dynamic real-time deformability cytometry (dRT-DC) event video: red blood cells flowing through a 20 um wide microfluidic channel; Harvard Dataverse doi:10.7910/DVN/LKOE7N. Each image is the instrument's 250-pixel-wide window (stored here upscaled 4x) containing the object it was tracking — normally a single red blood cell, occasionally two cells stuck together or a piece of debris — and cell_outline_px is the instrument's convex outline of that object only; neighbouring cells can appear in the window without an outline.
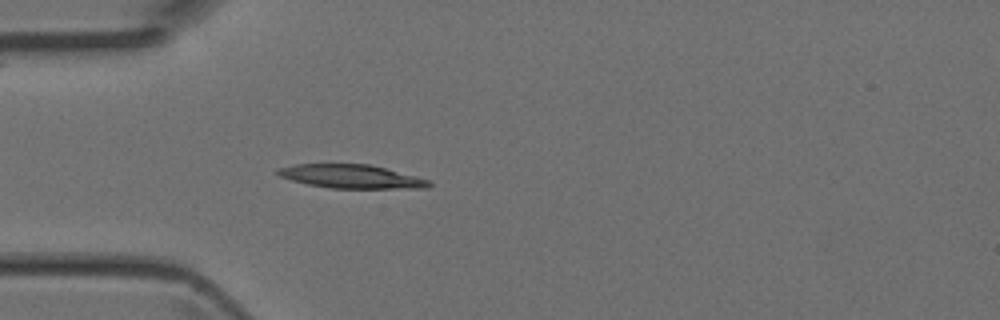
{"species": "Egyptian fruit bat (a non-hibernating species)", "species_latin": "Rousettus aegyptiacus", "temperature_condition": "room temperature", "stored_images_in_passage": 4, "camera_frame_rate_fps": 3000, "um_per_image_px": 0.085, "animal": {"sex": "female"}, "frame": {"image": 1, "passage_image": 4, "time_ms": 1.0, "image_size_px": [1000, 320], "cell_outline_px": [[432, 184], [428, 188], [328, 188], [308, 184], [292, 180], [280, 176], [276, 172], [276, 168], [296, 164], [368, 164], [384, 168], [428, 180]], "centroid_in_image_um": [29.8, 15.0], "position_along_channel_um": 55.2, "area_um2": 20.52}}